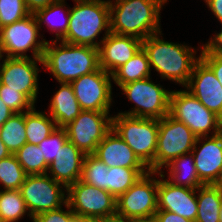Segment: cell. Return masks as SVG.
<instances>
[{"instance_id": "cell-39", "label": "cell", "mask_w": 222, "mask_h": 222, "mask_svg": "<svg viewBox=\"0 0 222 222\" xmlns=\"http://www.w3.org/2000/svg\"><path fill=\"white\" fill-rule=\"evenodd\" d=\"M212 38H210L211 40L202 46L200 49L201 53L222 55V30L221 32L216 33Z\"/></svg>"}, {"instance_id": "cell-28", "label": "cell", "mask_w": 222, "mask_h": 222, "mask_svg": "<svg viewBox=\"0 0 222 222\" xmlns=\"http://www.w3.org/2000/svg\"><path fill=\"white\" fill-rule=\"evenodd\" d=\"M0 138L11 154L27 143L25 112L14 113L1 127Z\"/></svg>"}, {"instance_id": "cell-48", "label": "cell", "mask_w": 222, "mask_h": 222, "mask_svg": "<svg viewBox=\"0 0 222 222\" xmlns=\"http://www.w3.org/2000/svg\"><path fill=\"white\" fill-rule=\"evenodd\" d=\"M0 59H3V51H2L1 45H0ZM1 65H2V63L0 62V68H1Z\"/></svg>"}, {"instance_id": "cell-45", "label": "cell", "mask_w": 222, "mask_h": 222, "mask_svg": "<svg viewBox=\"0 0 222 222\" xmlns=\"http://www.w3.org/2000/svg\"><path fill=\"white\" fill-rule=\"evenodd\" d=\"M11 155L10 151L7 149V147L5 146V144L1 141L0 138V160L7 158Z\"/></svg>"}, {"instance_id": "cell-32", "label": "cell", "mask_w": 222, "mask_h": 222, "mask_svg": "<svg viewBox=\"0 0 222 222\" xmlns=\"http://www.w3.org/2000/svg\"><path fill=\"white\" fill-rule=\"evenodd\" d=\"M26 176L14 154L0 160V183L4 190H19Z\"/></svg>"}, {"instance_id": "cell-34", "label": "cell", "mask_w": 222, "mask_h": 222, "mask_svg": "<svg viewBox=\"0 0 222 222\" xmlns=\"http://www.w3.org/2000/svg\"><path fill=\"white\" fill-rule=\"evenodd\" d=\"M23 0H0V28L30 15Z\"/></svg>"}, {"instance_id": "cell-44", "label": "cell", "mask_w": 222, "mask_h": 222, "mask_svg": "<svg viewBox=\"0 0 222 222\" xmlns=\"http://www.w3.org/2000/svg\"><path fill=\"white\" fill-rule=\"evenodd\" d=\"M94 222H131V220L124 218L123 216H121L116 212L112 215L98 218L94 220Z\"/></svg>"}, {"instance_id": "cell-4", "label": "cell", "mask_w": 222, "mask_h": 222, "mask_svg": "<svg viewBox=\"0 0 222 222\" xmlns=\"http://www.w3.org/2000/svg\"><path fill=\"white\" fill-rule=\"evenodd\" d=\"M75 6L69 12V27L60 40L70 44L98 48L102 39L96 37L104 31L105 37L110 30V6L105 0H73Z\"/></svg>"}, {"instance_id": "cell-9", "label": "cell", "mask_w": 222, "mask_h": 222, "mask_svg": "<svg viewBox=\"0 0 222 222\" xmlns=\"http://www.w3.org/2000/svg\"><path fill=\"white\" fill-rule=\"evenodd\" d=\"M149 171L117 198L116 212L128 220L154 218L158 211V179Z\"/></svg>"}, {"instance_id": "cell-40", "label": "cell", "mask_w": 222, "mask_h": 222, "mask_svg": "<svg viewBox=\"0 0 222 222\" xmlns=\"http://www.w3.org/2000/svg\"><path fill=\"white\" fill-rule=\"evenodd\" d=\"M154 219L156 222H193L189 219L177 215L176 213L164 210H158L155 213Z\"/></svg>"}, {"instance_id": "cell-37", "label": "cell", "mask_w": 222, "mask_h": 222, "mask_svg": "<svg viewBox=\"0 0 222 222\" xmlns=\"http://www.w3.org/2000/svg\"><path fill=\"white\" fill-rule=\"evenodd\" d=\"M68 209L63 210L62 207L38 214L33 218L32 222H79V219L70 209L68 203L65 204Z\"/></svg>"}, {"instance_id": "cell-23", "label": "cell", "mask_w": 222, "mask_h": 222, "mask_svg": "<svg viewBox=\"0 0 222 222\" xmlns=\"http://www.w3.org/2000/svg\"><path fill=\"white\" fill-rule=\"evenodd\" d=\"M169 170L168 182L175 186L198 189L204 185L198 177L192 153L181 155L165 166Z\"/></svg>"}, {"instance_id": "cell-25", "label": "cell", "mask_w": 222, "mask_h": 222, "mask_svg": "<svg viewBox=\"0 0 222 222\" xmlns=\"http://www.w3.org/2000/svg\"><path fill=\"white\" fill-rule=\"evenodd\" d=\"M151 69L146 52L141 48L127 63L119 67L112 80L119 87L151 76Z\"/></svg>"}, {"instance_id": "cell-36", "label": "cell", "mask_w": 222, "mask_h": 222, "mask_svg": "<svg viewBox=\"0 0 222 222\" xmlns=\"http://www.w3.org/2000/svg\"><path fill=\"white\" fill-rule=\"evenodd\" d=\"M0 98L14 113L28 112L35 106L23 93L13 89H5V85L1 83Z\"/></svg>"}, {"instance_id": "cell-41", "label": "cell", "mask_w": 222, "mask_h": 222, "mask_svg": "<svg viewBox=\"0 0 222 222\" xmlns=\"http://www.w3.org/2000/svg\"><path fill=\"white\" fill-rule=\"evenodd\" d=\"M27 6L28 11L31 14H34L36 11L45 8L51 3H54L58 0H23Z\"/></svg>"}, {"instance_id": "cell-6", "label": "cell", "mask_w": 222, "mask_h": 222, "mask_svg": "<svg viewBox=\"0 0 222 222\" xmlns=\"http://www.w3.org/2000/svg\"><path fill=\"white\" fill-rule=\"evenodd\" d=\"M169 115L183 122L196 137L222 132V119L185 89L171 92Z\"/></svg>"}, {"instance_id": "cell-43", "label": "cell", "mask_w": 222, "mask_h": 222, "mask_svg": "<svg viewBox=\"0 0 222 222\" xmlns=\"http://www.w3.org/2000/svg\"><path fill=\"white\" fill-rule=\"evenodd\" d=\"M14 114L0 98V127Z\"/></svg>"}, {"instance_id": "cell-38", "label": "cell", "mask_w": 222, "mask_h": 222, "mask_svg": "<svg viewBox=\"0 0 222 222\" xmlns=\"http://www.w3.org/2000/svg\"><path fill=\"white\" fill-rule=\"evenodd\" d=\"M200 59L212 70L222 86V55L201 53Z\"/></svg>"}, {"instance_id": "cell-18", "label": "cell", "mask_w": 222, "mask_h": 222, "mask_svg": "<svg viewBox=\"0 0 222 222\" xmlns=\"http://www.w3.org/2000/svg\"><path fill=\"white\" fill-rule=\"evenodd\" d=\"M207 109L222 119V86L212 70L200 59L184 88Z\"/></svg>"}, {"instance_id": "cell-29", "label": "cell", "mask_w": 222, "mask_h": 222, "mask_svg": "<svg viewBox=\"0 0 222 222\" xmlns=\"http://www.w3.org/2000/svg\"><path fill=\"white\" fill-rule=\"evenodd\" d=\"M28 212L20 190H1L0 191V221L17 222ZM26 213V214H25Z\"/></svg>"}, {"instance_id": "cell-31", "label": "cell", "mask_w": 222, "mask_h": 222, "mask_svg": "<svg viewBox=\"0 0 222 222\" xmlns=\"http://www.w3.org/2000/svg\"><path fill=\"white\" fill-rule=\"evenodd\" d=\"M14 155L27 175L47 173L49 165L38 145L26 143Z\"/></svg>"}, {"instance_id": "cell-5", "label": "cell", "mask_w": 222, "mask_h": 222, "mask_svg": "<svg viewBox=\"0 0 222 222\" xmlns=\"http://www.w3.org/2000/svg\"><path fill=\"white\" fill-rule=\"evenodd\" d=\"M112 128L149 168V171L155 172L159 120L118 113L112 116Z\"/></svg>"}, {"instance_id": "cell-14", "label": "cell", "mask_w": 222, "mask_h": 222, "mask_svg": "<svg viewBox=\"0 0 222 222\" xmlns=\"http://www.w3.org/2000/svg\"><path fill=\"white\" fill-rule=\"evenodd\" d=\"M112 75L102 68L72 81L74 94L82 110L110 112Z\"/></svg>"}, {"instance_id": "cell-47", "label": "cell", "mask_w": 222, "mask_h": 222, "mask_svg": "<svg viewBox=\"0 0 222 222\" xmlns=\"http://www.w3.org/2000/svg\"><path fill=\"white\" fill-rule=\"evenodd\" d=\"M219 222H222V202H221V207H220V212H219Z\"/></svg>"}, {"instance_id": "cell-10", "label": "cell", "mask_w": 222, "mask_h": 222, "mask_svg": "<svg viewBox=\"0 0 222 222\" xmlns=\"http://www.w3.org/2000/svg\"><path fill=\"white\" fill-rule=\"evenodd\" d=\"M39 26L34 14L0 28V45L5 57L26 58L28 50L33 58L42 59L46 40H39Z\"/></svg>"}, {"instance_id": "cell-27", "label": "cell", "mask_w": 222, "mask_h": 222, "mask_svg": "<svg viewBox=\"0 0 222 222\" xmlns=\"http://www.w3.org/2000/svg\"><path fill=\"white\" fill-rule=\"evenodd\" d=\"M148 172L149 168L110 167L107 174V191L117 199Z\"/></svg>"}, {"instance_id": "cell-16", "label": "cell", "mask_w": 222, "mask_h": 222, "mask_svg": "<svg viewBox=\"0 0 222 222\" xmlns=\"http://www.w3.org/2000/svg\"><path fill=\"white\" fill-rule=\"evenodd\" d=\"M200 143L202 145L197 146ZM191 153L201 182L204 185L222 184V132L197 137Z\"/></svg>"}, {"instance_id": "cell-3", "label": "cell", "mask_w": 222, "mask_h": 222, "mask_svg": "<svg viewBox=\"0 0 222 222\" xmlns=\"http://www.w3.org/2000/svg\"><path fill=\"white\" fill-rule=\"evenodd\" d=\"M53 41V42H52ZM56 40L46 41L43 68L49 70L59 83H71L100 68L98 48Z\"/></svg>"}, {"instance_id": "cell-17", "label": "cell", "mask_w": 222, "mask_h": 222, "mask_svg": "<svg viewBox=\"0 0 222 222\" xmlns=\"http://www.w3.org/2000/svg\"><path fill=\"white\" fill-rule=\"evenodd\" d=\"M158 210L176 213L183 218L196 221L198 212L197 189L172 185L165 178L164 172H157Z\"/></svg>"}, {"instance_id": "cell-15", "label": "cell", "mask_w": 222, "mask_h": 222, "mask_svg": "<svg viewBox=\"0 0 222 222\" xmlns=\"http://www.w3.org/2000/svg\"><path fill=\"white\" fill-rule=\"evenodd\" d=\"M37 62L43 65L42 59L6 57L0 68V83L5 89L23 93L34 105L39 89Z\"/></svg>"}, {"instance_id": "cell-42", "label": "cell", "mask_w": 222, "mask_h": 222, "mask_svg": "<svg viewBox=\"0 0 222 222\" xmlns=\"http://www.w3.org/2000/svg\"><path fill=\"white\" fill-rule=\"evenodd\" d=\"M209 10L212 11L213 15L222 24V0H204Z\"/></svg>"}, {"instance_id": "cell-8", "label": "cell", "mask_w": 222, "mask_h": 222, "mask_svg": "<svg viewBox=\"0 0 222 222\" xmlns=\"http://www.w3.org/2000/svg\"><path fill=\"white\" fill-rule=\"evenodd\" d=\"M196 139L189 127L169 114L159 119L155 172H161L175 158L191 153Z\"/></svg>"}, {"instance_id": "cell-26", "label": "cell", "mask_w": 222, "mask_h": 222, "mask_svg": "<svg viewBox=\"0 0 222 222\" xmlns=\"http://www.w3.org/2000/svg\"><path fill=\"white\" fill-rule=\"evenodd\" d=\"M25 127L27 143L34 145H39L57 128L52 117L46 115L45 112L36 111L35 106L25 112Z\"/></svg>"}, {"instance_id": "cell-35", "label": "cell", "mask_w": 222, "mask_h": 222, "mask_svg": "<svg viewBox=\"0 0 222 222\" xmlns=\"http://www.w3.org/2000/svg\"><path fill=\"white\" fill-rule=\"evenodd\" d=\"M67 140L68 137L65 128L57 127L38 145L48 165L55 160V157H57L60 149L64 146Z\"/></svg>"}, {"instance_id": "cell-7", "label": "cell", "mask_w": 222, "mask_h": 222, "mask_svg": "<svg viewBox=\"0 0 222 222\" xmlns=\"http://www.w3.org/2000/svg\"><path fill=\"white\" fill-rule=\"evenodd\" d=\"M147 77L120 86L123 94L135 103V107L128 112H119L125 115L148 118L162 119L169 114L171 92L162 88L160 84H155Z\"/></svg>"}, {"instance_id": "cell-24", "label": "cell", "mask_w": 222, "mask_h": 222, "mask_svg": "<svg viewBox=\"0 0 222 222\" xmlns=\"http://www.w3.org/2000/svg\"><path fill=\"white\" fill-rule=\"evenodd\" d=\"M197 194L198 212L195 222H219L222 184L202 185L197 189Z\"/></svg>"}, {"instance_id": "cell-2", "label": "cell", "mask_w": 222, "mask_h": 222, "mask_svg": "<svg viewBox=\"0 0 222 222\" xmlns=\"http://www.w3.org/2000/svg\"><path fill=\"white\" fill-rule=\"evenodd\" d=\"M110 6V30L118 35L144 40L160 32V11L167 0H107Z\"/></svg>"}, {"instance_id": "cell-22", "label": "cell", "mask_w": 222, "mask_h": 222, "mask_svg": "<svg viewBox=\"0 0 222 222\" xmlns=\"http://www.w3.org/2000/svg\"><path fill=\"white\" fill-rule=\"evenodd\" d=\"M61 87L53 95L49 105V115L57 127L64 128L82 111L70 83H59Z\"/></svg>"}, {"instance_id": "cell-20", "label": "cell", "mask_w": 222, "mask_h": 222, "mask_svg": "<svg viewBox=\"0 0 222 222\" xmlns=\"http://www.w3.org/2000/svg\"><path fill=\"white\" fill-rule=\"evenodd\" d=\"M93 155L102 161L108 168H148L113 128L97 145Z\"/></svg>"}, {"instance_id": "cell-1", "label": "cell", "mask_w": 222, "mask_h": 222, "mask_svg": "<svg viewBox=\"0 0 222 222\" xmlns=\"http://www.w3.org/2000/svg\"><path fill=\"white\" fill-rule=\"evenodd\" d=\"M162 31L142 40L150 69L153 67L162 79L179 83L183 87L188 83L195 64L200 60L196 50L186 44L165 41L159 36ZM152 66V67H151Z\"/></svg>"}, {"instance_id": "cell-30", "label": "cell", "mask_w": 222, "mask_h": 222, "mask_svg": "<svg viewBox=\"0 0 222 222\" xmlns=\"http://www.w3.org/2000/svg\"><path fill=\"white\" fill-rule=\"evenodd\" d=\"M65 0H58L54 3L49 4L45 8H42L34 13V16L37 20L39 29L42 27V22L45 23L50 30L55 32L56 38L55 40H61L65 35L69 27V12L70 8L63 10L65 8ZM61 10L67 14L63 20V23L58 20V23L56 25V22H53L50 20L52 16L56 15ZM67 12V13H66ZM60 14V13H59Z\"/></svg>"}, {"instance_id": "cell-33", "label": "cell", "mask_w": 222, "mask_h": 222, "mask_svg": "<svg viewBox=\"0 0 222 222\" xmlns=\"http://www.w3.org/2000/svg\"><path fill=\"white\" fill-rule=\"evenodd\" d=\"M109 168L93 154L84 158L81 181L99 189L107 190Z\"/></svg>"}, {"instance_id": "cell-12", "label": "cell", "mask_w": 222, "mask_h": 222, "mask_svg": "<svg viewBox=\"0 0 222 222\" xmlns=\"http://www.w3.org/2000/svg\"><path fill=\"white\" fill-rule=\"evenodd\" d=\"M66 192L67 203L79 219L96 220L116 213L117 199L107 190L78 180Z\"/></svg>"}, {"instance_id": "cell-13", "label": "cell", "mask_w": 222, "mask_h": 222, "mask_svg": "<svg viewBox=\"0 0 222 222\" xmlns=\"http://www.w3.org/2000/svg\"><path fill=\"white\" fill-rule=\"evenodd\" d=\"M109 112L82 110L67 126L68 140L85 155L94 154L97 145L112 129V115Z\"/></svg>"}, {"instance_id": "cell-49", "label": "cell", "mask_w": 222, "mask_h": 222, "mask_svg": "<svg viewBox=\"0 0 222 222\" xmlns=\"http://www.w3.org/2000/svg\"><path fill=\"white\" fill-rule=\"evenodd\" d=\"M79 222H94V220H80Z\"/></svg>"}, {"instance_id": "cell-19", "label": "cell", "mask_w": 222, "mask_h": 222, "mask_svg": "<svg viewBox=\"0 0 222 222\" xmlns=\"http://www.w3.org/2000/svg\"><path fill=\"white\" fill-rule=\"evenodd\" d=\"M142 48V40L134 36L109 33L98 47L100 68L113 74Z\"/></svg>"}, {"instance_id": "cell-21", "label": "cell", "mask_w": 222, "mask_h": 222, "mask_svg": "<svg viewBox=\"0 0 222 222\" xmlns=\"http://www.w3.org/2000/svg\"><path fill=\"white\" fill-rule=\"evenodd\" d=\"M85 154L67 140L55 160L48 166L47 173L66 187L81 179Z\"/></svg>"}, {"instance_id": "cell-46", "label": "cell", "mask_w": 222, "mask_h": 222, "mask_svg": "<svg viewBox=\"0 0 222 222\" xmlns=\"http://www.w3.org/2000/svg\"><path fill=\"white\" fill-rule=\"evenodd\" d=\"M131 222H156V220L154 218H151V219L131 220Z\"/></svg>"}, {"instance_id": "cell-11", "label": "cell", "mask_w": 222, "mask_h": 222, "mask_svg": "<svg viewBox=\"0 0 222 222\" xmlns=\"http://www.w3.org/2000/svg\"><path fill=\"white\" fill-rule=\"evenodd\" d=\"M67 187L49 174L27 175L20 192L32 220L40 213L58 209L67 203Z\"/></svg>"}]
</instances>
